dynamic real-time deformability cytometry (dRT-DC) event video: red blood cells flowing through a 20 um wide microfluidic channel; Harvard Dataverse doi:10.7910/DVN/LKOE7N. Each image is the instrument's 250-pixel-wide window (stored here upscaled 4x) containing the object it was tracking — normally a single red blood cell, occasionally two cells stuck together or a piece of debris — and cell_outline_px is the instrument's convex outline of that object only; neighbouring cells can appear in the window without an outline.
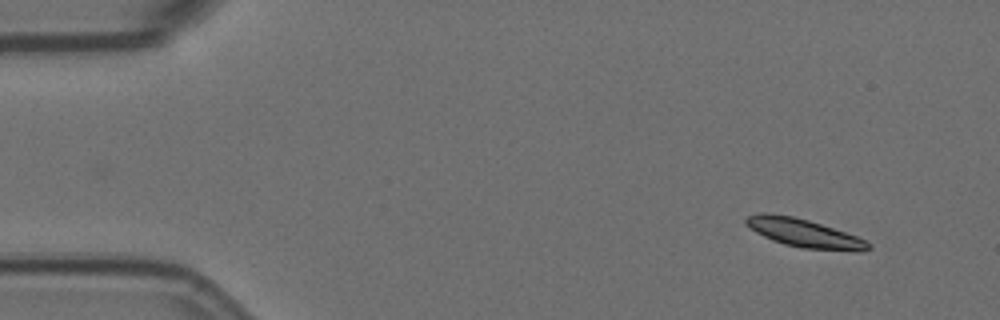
{"species": "Egyptian fruit bat (a non-hibernating species)", "species_latin": "Rousettus aegyptiacus", "temperature_condition": "room temperature", "stored_images_in_passage": 48, "camera_frame_rate_fps": 3000, "um_per_image_px": 0.085, "animal": {"sex": "female"}, "frame": {"image": 1, "passage_image": 1, "time_ms": 0.0, "image_size_px": [1000, 320], "cell_outline_px": [[872, 248], [860, 252], [800, 248], [784, 244], [772, 240], [756, 232], [744, 224], [744, 220], [748, 216], [760, 212], [768, 212], [792, 216], [808, 220], [856, 236], [872, 244]], "centroid_in_image_um": [68.33, 19.82], "position_along_channel_um": 16.7, "area_um2": 20.29}}
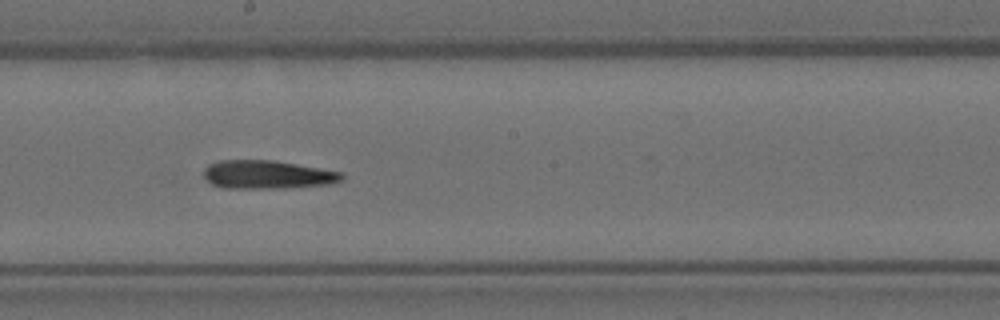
{"frame": {"image": 2, "passage_image": 27, "time_ms": 8.667, "image_size_px": [1000, 320], "cell_outline_px": [[344, 180], [328, 184], [288, 188], [220, 188], [212, 184], [204, 176], [204, 168], [208, 164], [220, 160], [272, 160], [344, 172]], "centroid_in_image_um": [22.73, 14.84], "position_along_channel_um": 225.5, "area_um2": 23.0}}
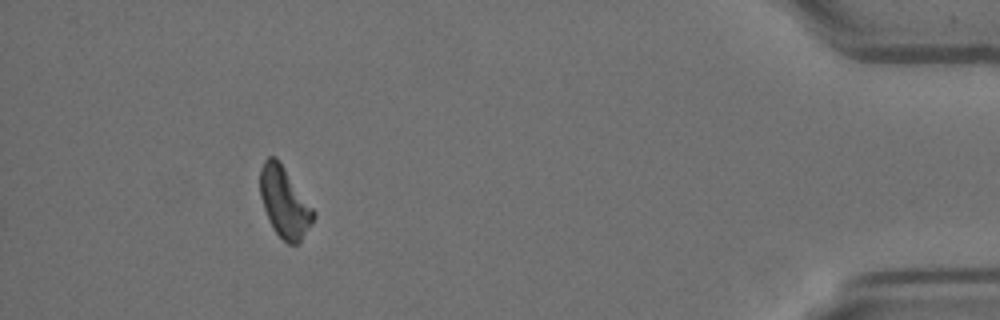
{"frame": {"image": 3, "passage_image": 48, "time_ms": 15.667, "image_size_px": [1000, 320], "cell_outline_px": [[316, 216], [312, 224], [300, 244], [288, 244], [272, 228], [268, 220], [260, 196], [260, 168], [264, 160], [268, 156], [276, 156], [280, 160], [316, 212]], "centroid_in_image_um": [24.19, 17.18], "position_along_channel_um": 411.0, "area_um2": 22.31}}